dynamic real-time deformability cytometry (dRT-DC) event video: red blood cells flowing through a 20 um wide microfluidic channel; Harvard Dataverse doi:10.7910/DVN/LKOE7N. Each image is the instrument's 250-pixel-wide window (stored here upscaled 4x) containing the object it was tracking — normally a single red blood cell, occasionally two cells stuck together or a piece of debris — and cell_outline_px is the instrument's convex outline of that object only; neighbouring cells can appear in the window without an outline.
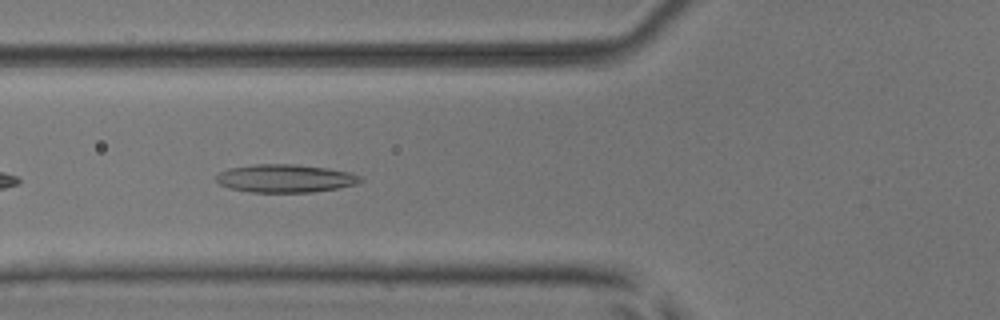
{"species": "common noctule bat (a hibernating species)", "species_latin": "Nyctalus noctula", "temperature_condition": "room temperature", "stored_images_in_passage": 35, "camera_frame_rate_fps": 3000, "um_per_image_px": 0.085, "animal": {"sex": "male", "body_mass_g": 17.9, "forearm_length_mm": 54.2}, "frame": {"image": 1, "passage_image": 5, "time_ms": 1.333, "image_size_px": [1000, 320], "cell_outline_px": [[364, 180], [356, 184], [336, 188], [312, 192], [252, 192], [232, 188], [220, 184], [216, 180], [216, 176], [220, 172], [228, 168], [252, 164], [296, 164], [328, 168], [352, 172], [360, 176]], "centroid_in_image_um": [24.27, 15.15], "position_along_channel_um": 101.5, "area_um2": 23.58}}
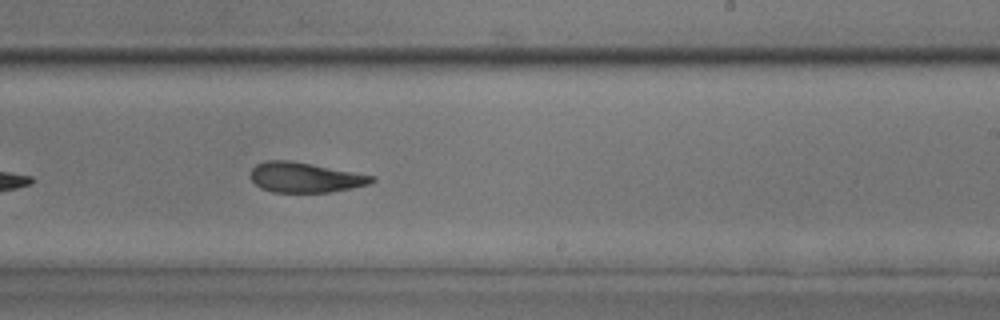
{"frame": {"image": 2, "passage_image": 17, "time_ms": 5.333, "image_size_px": [1000, 320], "cell_outline_px": [[376, 180], [372, 184], [332, 192], [272, 192], [260, 188], [252, 180], [252, 168], [256, 164], [264, 160], [292, 160], [376, 176]], "centroid_in_image_um": [25.97, 15.08], "position_along_channel_um": 263.0, "area_um2": 21.44}}
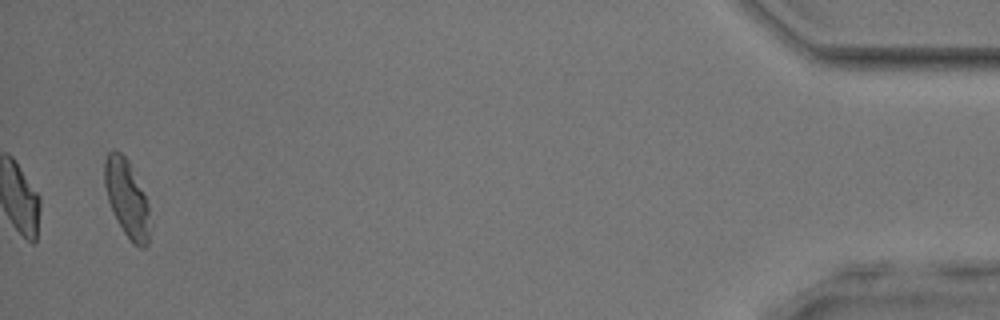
{"frame": {"image": 3, "passage_image": 35, "time_ms": 11.333, "image_size_px": [1000, 320], "cell_outline_px": [[148, 244], [144, 248], [140, 248], [132, 244], [116, 220], [108, 200], [104, 184], [104, 160], [108, 152], [112, 148], [116, 148], [128, 160], [144, 192], [148, 204]], "centroid_in_image_um": [10.75, 16.83], "position_along_channel_um": 424.5, "area_um2": 20.46}, "authors_computed_cell_mechanics": {"area_um2": 21.4438, "velocity_mm_per_s": 4.0526, "shape_relaxation_time_tau1_ms": null, "shape_relaxation_time_tau2_ms": 3.1846, "deformation_change_tau1": null, "deformation_change_tau2": 0.1231}}